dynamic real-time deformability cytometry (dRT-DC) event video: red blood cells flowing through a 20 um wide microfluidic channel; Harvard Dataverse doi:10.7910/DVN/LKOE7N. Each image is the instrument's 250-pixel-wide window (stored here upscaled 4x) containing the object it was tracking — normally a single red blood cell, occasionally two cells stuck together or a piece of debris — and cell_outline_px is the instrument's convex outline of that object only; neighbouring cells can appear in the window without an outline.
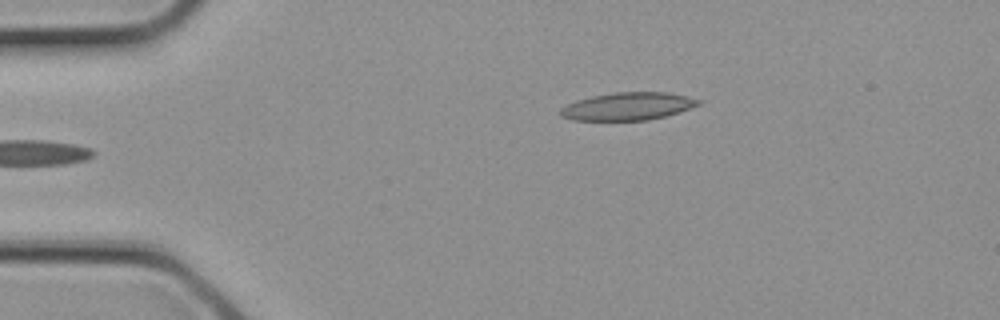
{"species": "common noctule bat (a hibernating species)", "species_latin": "Nyctalus noctula", "temperature_condition": "cold", "stored_images_in_passage": 2, "camera_frame_rate_fps": 3000, "um_per_image_px": 0.085, "animal": {"sex": "female", "body_mass_g": 21.9}, "frame": {"image": 1, "passage_image": 2, "time_ms": 0.333, "image_size_px": [1000, 320], "cell_outline_px": [[704, 100], [700, 104], [680, 112], [648, 120], [572, 120], [560, 116], [560, 108], [576, 100], [592, 96], [616, 92], [668, 92], [688, 96]], "centroid_in_image_um": [53.39, 9.03], "position_along_channel_um": 31.6, "area_um2": 22.37}}